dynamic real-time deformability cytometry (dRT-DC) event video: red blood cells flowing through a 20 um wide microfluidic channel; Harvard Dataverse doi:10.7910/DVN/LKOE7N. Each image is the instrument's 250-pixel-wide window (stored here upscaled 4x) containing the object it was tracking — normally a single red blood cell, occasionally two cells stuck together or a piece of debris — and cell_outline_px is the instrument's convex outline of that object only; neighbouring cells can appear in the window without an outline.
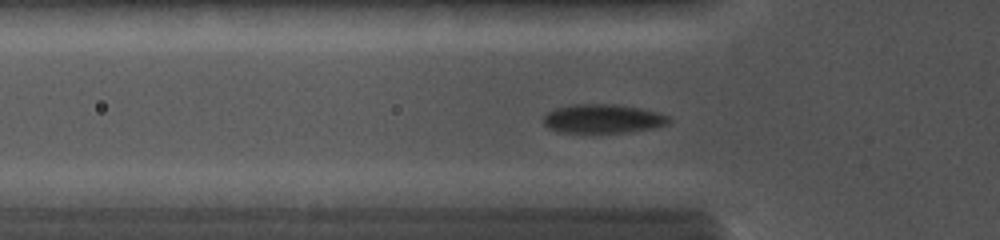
{"species": "common noctule bat (a hibernating species)", "species_latin": "Nyctalus noctula", "temperature_condition": "cold", "stored_images_in_passage": 47, "camera_frame_rate_fps": 5000, "um_per_image_px": 0.085, "animal": {"sex": "female", "body_mass_g": 19.0, "forearm_length_mm": 56.7}, "frame": {"image": 1, "passage_image": 15, "time_ms": 4.4, "image_size_px": [1000, 240], "cell_outline_px": [[672, 120], [668, 124], [652, 128], [624, 132], [556, 132], [548, 128], [544, 124], [544, 116], [548, 112], [556, 108], [572, 104], [616, 104], [640, 108], [656, 112], [668, 116]], "centroid_in_image_um": [51.23, 10.08], "position_along_channel_um": 74.6, "area_um2": 21.04}}
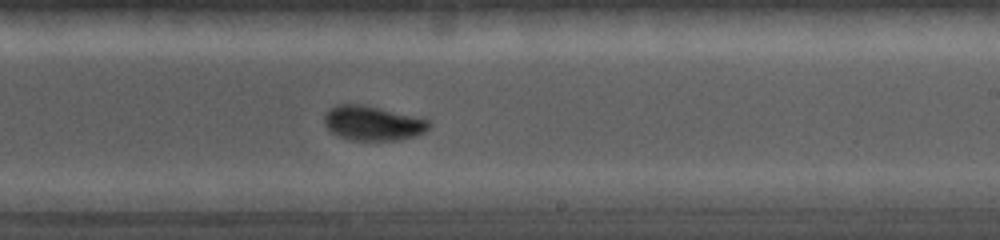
{"frame": {"image": 2, "passage_image": 28, "time_ms": 8.6, "image_size_px": [1000, 240], "cell_outline_px": [[432, 124], [424, 132], [416, 136], [400, 140], [352, 140], [340, 136], [332, 132], [324, 124], [324, 116], [328, 108], [336, 104], [364, 104], [428, 120]], "centroid_in_image_um": [31.66, 10.46], "position_along_channel_um": 257.3, "area_um2": 21.04}}
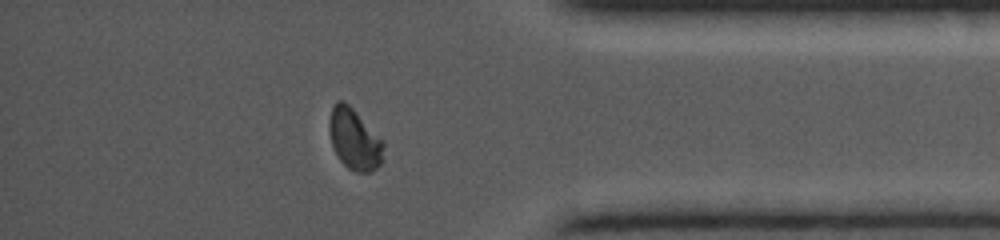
{"frame": {"image": 3, "passage_image": 40, "time_ms": 12.2, "image_size_px": [1000, 240], "cell_outline_px": [[384, 160], [372, 172], [356, 172], [348, 168], [340, 160], [332, 144], [328, 128], [328, 120], [332, 108], [336, 100], [344, 100], [384, 140]], "centroid_in_image_um": [30.14, 11.84], "position_along_channel_um": 405.1, "area_um2": 19.54}}